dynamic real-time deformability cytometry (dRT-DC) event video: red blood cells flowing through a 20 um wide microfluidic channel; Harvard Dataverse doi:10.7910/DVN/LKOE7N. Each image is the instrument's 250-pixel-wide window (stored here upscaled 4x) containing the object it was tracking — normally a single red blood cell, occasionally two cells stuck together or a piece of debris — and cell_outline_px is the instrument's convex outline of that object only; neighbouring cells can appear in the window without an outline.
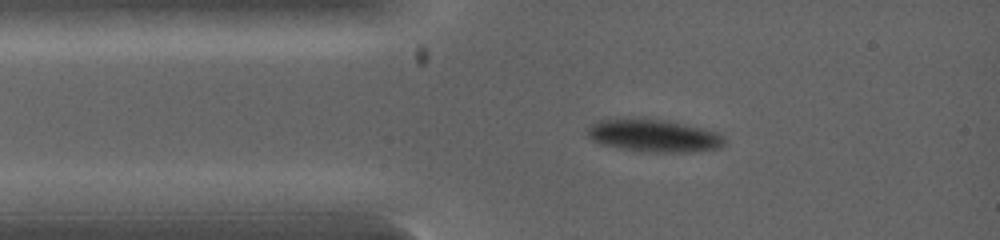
{"species": "common noctule bat (a hibernating species)", "species_latin": "Nyctalus noctula", "temperature_condition": "warm", "stored_images_in_passage": 2, "camera_frame_rate_fps": 5000, "um_per_image_px": 0.085, "animal": {"sex": "female", "body_mass_g": 19.0, "forearm_length_mm": 53.3}, "frame": {"image": 1, "passage_image": 1, "time_ms": 0.0, "image_size_px": [1000, 240], "cell_outline_px": [[728, 140], [720, 148], [692, 152], [656, 152], [620, 148], [600, 144], [592, 140], [588, 136], [588, 128], [596, 120], [640, 116], [668, 120], [704, 128], [716, 132], [724, 136]], "centroid_in_image_um": [55.59, 11.49], "position_along_channel_um": 29.4, "area_um2": 26.7}}
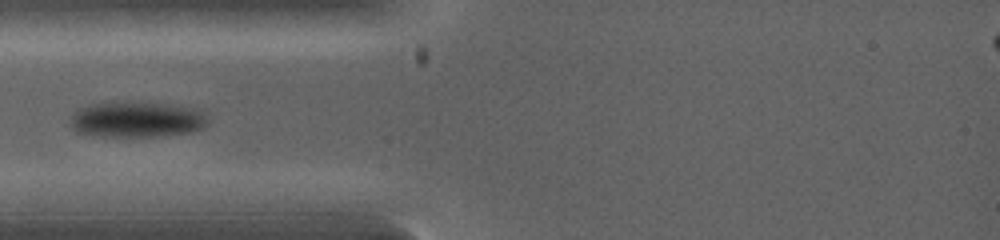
{"frame": {"image": 2, "passage_image": 2, "time_ms": 1.0, "image_size_px": [1000, 240], "cell_outline_px": [[208, 124], [204, 128], [192, 132], [156, 136], [112, 136], [76, 132], [72, 128], [72, 112], [76, 108], [88, 104], [104, 100], [124, 100], [172, 104], [196, 108], [204, 112], [208, 120]], "centroid_in_image_um": [11.63, 10.1], "position_along_channel_um": 73.4, "area_um2": 29.54}}